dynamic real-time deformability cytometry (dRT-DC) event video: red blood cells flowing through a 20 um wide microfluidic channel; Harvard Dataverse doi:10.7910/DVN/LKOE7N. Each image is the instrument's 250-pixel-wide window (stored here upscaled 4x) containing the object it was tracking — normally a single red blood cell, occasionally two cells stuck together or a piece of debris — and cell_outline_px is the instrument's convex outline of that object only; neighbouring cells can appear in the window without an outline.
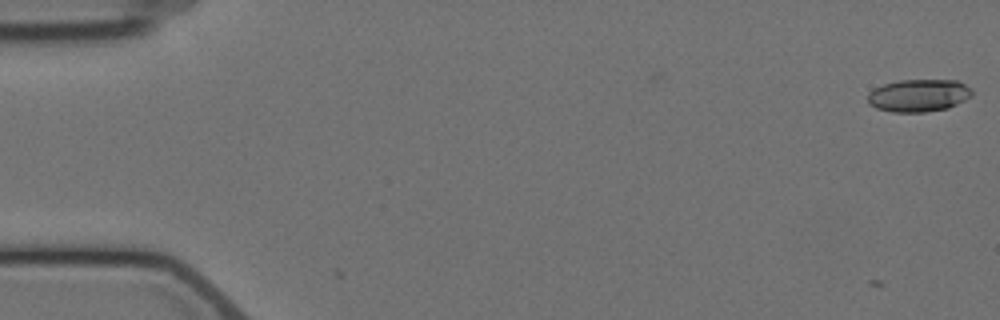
{"species": "Egyptian fruit bat (a non-hibernating species)", "species_latin": "Rousettus aegyptiacus", "temperature_condition": "cold", "stored_images_in_passage": 5, "camera_frame_rate_fps": 3000, "um_per_image_px": 0.085, "animal": {"sex": "female"}, "frame": {"image": 1, "passage_image": 1, "time_ms": 0.0, "image_size_px": [1000, 320], "cell_outline_px": [[972, 96], [948, 108], [924, 112], [892, 112], [876, 108], [868, 104], [868, 92], [872, 88], [884, 84], [900, 80], [956, 80], [972, 88]], "centroid_in_image_um": [78.06, 8.11], "position_along_channel_um": 6.9, "area_um2": 19.88}}
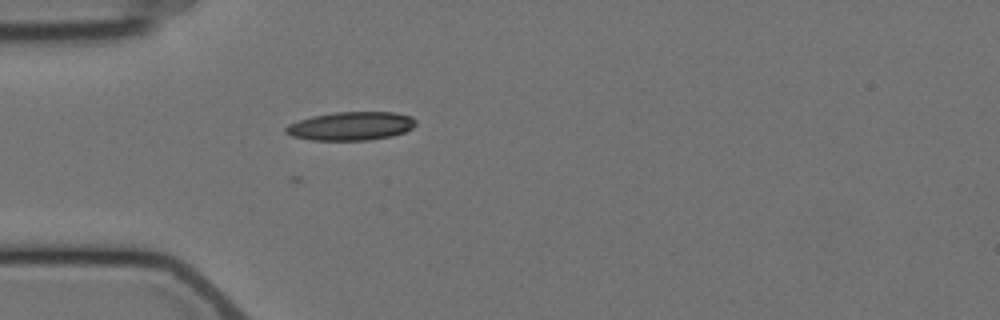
{"frame": {"image": 2, "passage_image": 5, "time_ms": 5.333, "image_size_px": [1000, 320], "cell_outline_px": [[416, 124], [412, 128], [404, 132], [392, 136], [368, 140], [312, 140], [292, 136], [284, 132], [284, 128], [288, 124], [312, 116], [336, 112], [392, 112], [412, 116], [416, 120]], "centroid_in_image_um": [29.83, 10.71], "position_along_channel_um": 55.2, "area_um2": 21.62}}